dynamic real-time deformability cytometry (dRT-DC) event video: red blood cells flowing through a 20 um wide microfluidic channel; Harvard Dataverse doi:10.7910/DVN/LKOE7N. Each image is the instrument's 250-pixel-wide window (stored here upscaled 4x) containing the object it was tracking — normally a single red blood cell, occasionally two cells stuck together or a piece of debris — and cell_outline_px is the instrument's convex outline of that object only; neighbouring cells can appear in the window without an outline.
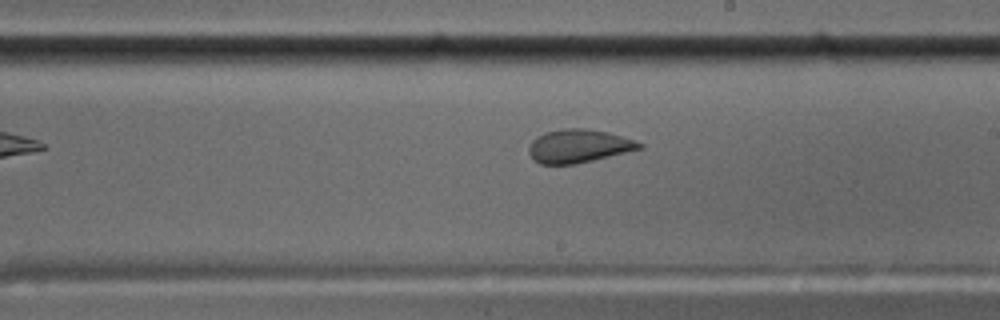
{"species": "common noctule bat (a hibernating species)", "species_latin": "Nyctalus noctula", "temperature_condition": "cold", "stored_images_in_passage": 38, "camera_frame_rate_fps": 3000, "um_per_image_px": 0.085, "animal": {"sex": "male", "body_mass_g": 17.5, "forearm_length_mm": 52.3}, "frame": {"image": 1, "passage_image": 17, "time_ms": 5.333, "image_size_px": [1000, 320], "cell_outline_px": [[644, 148], [576, 164], [540, 164], [532, 160], [528, 152], [528, 148], [532, 140], [536, 136], [544, 132], [564, 128], [584, 128], [608, 132], [636, 140], [644, 144]], "centroid_in_image_um": [49.17, 12.41], "position_along_channel_um": 239.8, "area_um2": 21.73}}